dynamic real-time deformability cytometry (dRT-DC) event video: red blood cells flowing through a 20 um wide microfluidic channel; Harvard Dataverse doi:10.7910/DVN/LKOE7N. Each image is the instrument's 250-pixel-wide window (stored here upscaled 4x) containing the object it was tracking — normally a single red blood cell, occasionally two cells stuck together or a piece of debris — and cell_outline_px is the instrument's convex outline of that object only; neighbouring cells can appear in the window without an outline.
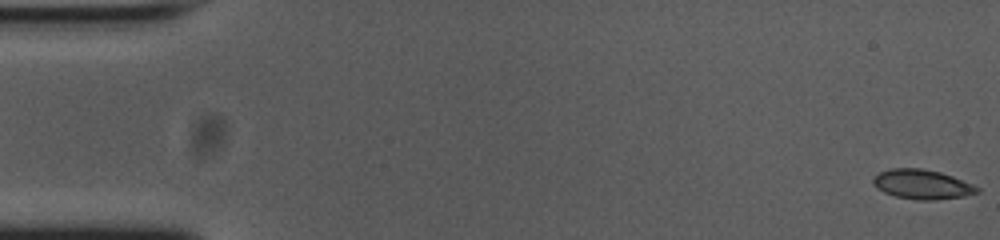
{"species": "common noctule bat (a hibernating species)", "species_latin": "Nyctalus noctula", "temperature_condition": "cold", "stored_images_in_passage": 54, "camera_frame_rate_fps": 3000, "um_per_image_px": 0.085, "animal": {"sex": "female", "body_mass_g": 23.0, "forearm_length_mm": 53.4}, "frame": {"image": 1, "passage_image": 1, "time_ms": 0.0, "image_size_px": [1000, 240], "cell_outline_px": [[980, 192], [964, 196], [936, 200], [916, 200], [896, 196], [884, 192], [876, 188], [872, 184], [872, 176], [880, 172], [892, 168], [920, 168], [940, 172], [952, 176], [972, 184], [980, 188]], "centroid_in_image_um": [78.35, 15.67], "position_along_channel_um": 6.6, "area_um2": 17.98}}
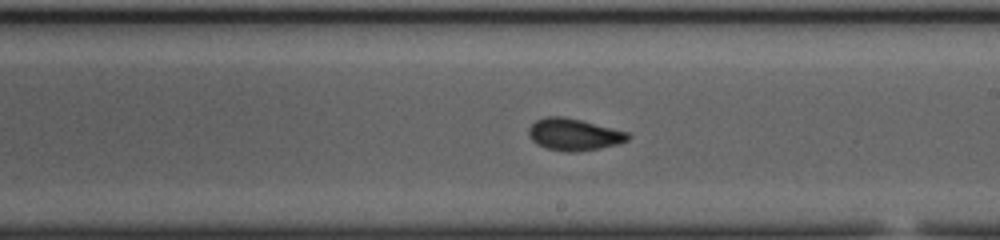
{"frame": {"image": 2, "passage_image": 31, "time_ms": 10.0, "image_size_px": [1000, 240], "cell_outline_px": [[632, 136], [628, 140], [616, 144], [600, 148], [576, 152], [564, 152], [544, 148], [536, 144], [532, 140], [528, 132], [528, 128], [536, 120], [544, 116], [560, 116], [580, 120], [628, 132]], "centroid_in_image_um": [48.75, 11.44], "position_along_channel_um": 240.2, "area_um2": 18.5}}
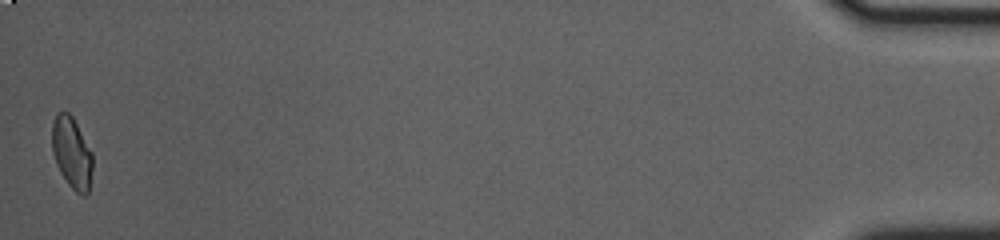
{"frame": {"image": 3, "passage_image": 54, "time_ms": 17.667, "image_size_px": [1000, 240], "cell_outline_px": [[92, 168], [88, 196], [84, 196], [76, 192], [68, 184], [60, 172], [56, 164], [52, 152], [52, 124], [56, 112], [68, 112], [72, 116], [92, 152]], "centroid_in_image_um": [6.09, 13.0], "position_along_channel_um": 429.1, "area_um2": 16.94}, "authors_computed_cell_mechanics": {"area_um2": 17.8602, "velocity_mm_per_s": 3.7465, "shape_relaxation_time_tau1_ms": null, "shape_relaxation_time_tau2_ms": 1.1228, "deformation_change_tau1": null, "deformation_change_tau2": 0.0418}}